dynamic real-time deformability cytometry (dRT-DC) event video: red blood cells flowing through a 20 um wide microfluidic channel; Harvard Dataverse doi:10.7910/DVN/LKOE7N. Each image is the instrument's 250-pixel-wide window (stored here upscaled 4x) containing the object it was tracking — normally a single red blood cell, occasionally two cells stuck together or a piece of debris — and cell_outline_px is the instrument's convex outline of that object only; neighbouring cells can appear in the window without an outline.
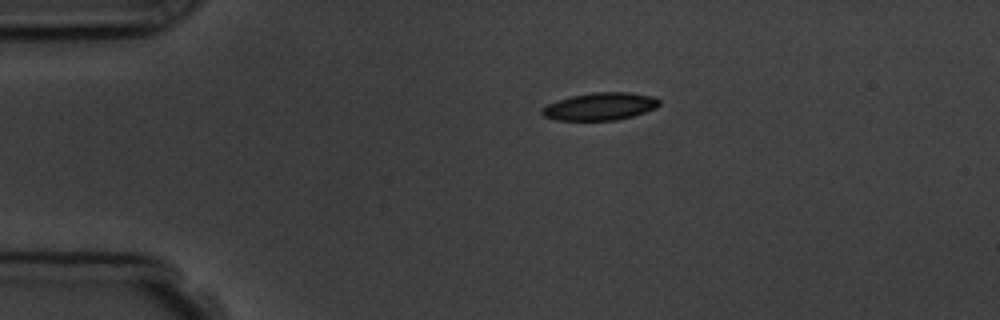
{"species": "common noctule bat (a hibernating species)", "species_latin": "Nyctalus noctula", "temperature_condition": "room temperature", "stored_images_in_passage": 4, "camera_frame_rate_fps": 3000, "um_per_image_px": 0.085, "animal": {"sex": "male", "body_mass_g": 19.5, "forearm_length_mm": 54.6}, "frame": {"image": 1, "passage_image": 4, "time_ms": 3.667, "image_size_px": [1000, 320], "cell_outline_px": [[660, 104], [656, 108], [632, 116], [616, 120], [556, 120], [544, 116], [540, 112], [548, 104], [572, 96], [592, 92], [628, 92], [652, 96], [660, 100]], "centroid_in_image_um": [51.03, 9.04], "position_along_channel_um": 34.0, "area_um2": 18.61}}